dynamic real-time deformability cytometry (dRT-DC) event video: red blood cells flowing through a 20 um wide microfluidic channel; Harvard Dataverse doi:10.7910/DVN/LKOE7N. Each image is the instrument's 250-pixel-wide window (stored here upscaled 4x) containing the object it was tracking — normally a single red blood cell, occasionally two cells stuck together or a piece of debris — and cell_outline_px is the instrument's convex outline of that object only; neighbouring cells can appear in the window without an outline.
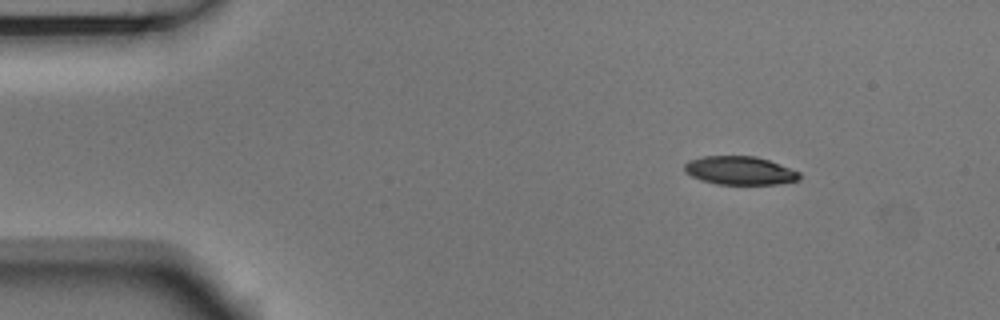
{"species": "Egyptian fruit bat (a non-hibernating species)", "species_latin": "Rousettus aegyptiacus", "temperature_condition": "room temperature", "stored_images_in_passage": 3, "camera_frame_rate_fps": 3000, "um_per_image_px": 0.085, "animal": {"sex": "male"}, "frame": {"image": 1, "passage_image": 1, "time_ms": 0.0, "image_size_px": [1000, 320], "cell_outline_px": [[800, 180], [780, 184], [716, 184], [700, 180], [684, 172], [684, 164], [688, 160], [704, 156], [756, 156], [780, 164], [800, 172]], "centroid_in_image_um": [62.88, 14.5], "position_along_channel_um": 22.1, "area_um2": 19.19}}